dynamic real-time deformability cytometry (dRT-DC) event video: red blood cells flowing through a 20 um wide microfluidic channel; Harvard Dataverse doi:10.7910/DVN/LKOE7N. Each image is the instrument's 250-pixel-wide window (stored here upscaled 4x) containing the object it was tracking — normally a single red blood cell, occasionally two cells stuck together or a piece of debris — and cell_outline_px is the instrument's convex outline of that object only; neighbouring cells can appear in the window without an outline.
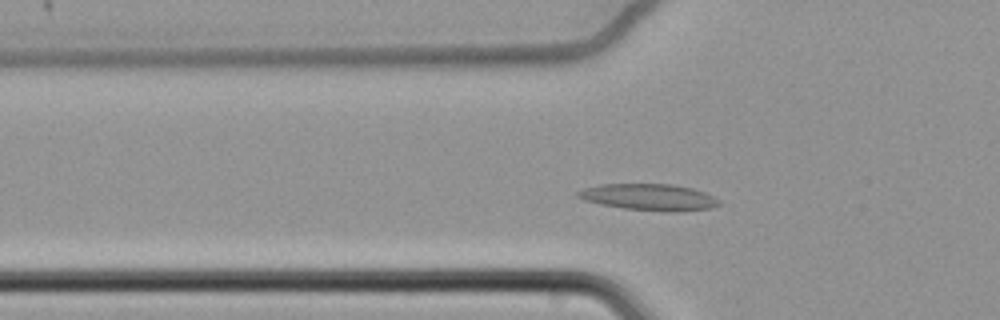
{"species": "common noctule bat (a hibernating species)", "species_latin": "Nyctalus noctula", "temperature_condition": "cold", "stored_images_in_passage": 47, "camera_frame_rate_fps": 3000, "um_per_image_px": 0.085, "animal": {"sex": "female", "body_mass_g": 22.7, "forearm_length_mm": 54.2}, "frame": {"image": 1, "passage_image": 14, "time_ms": 4.333, "image_size_px": [1000, 320], "cell_outline_px": [[720, 204], [712, 208], [684, 212], [668, 212], [624, 208], [584, 200], [576, 196], [576, 192], [584, 188], [600, 184], [672, 184], [692, 188], [704, 192], [720, 200]], "centroid_in_image_um": [55.22, 16.76], "position_along_channel_um": 70.6, "area_um2": 21.85}}
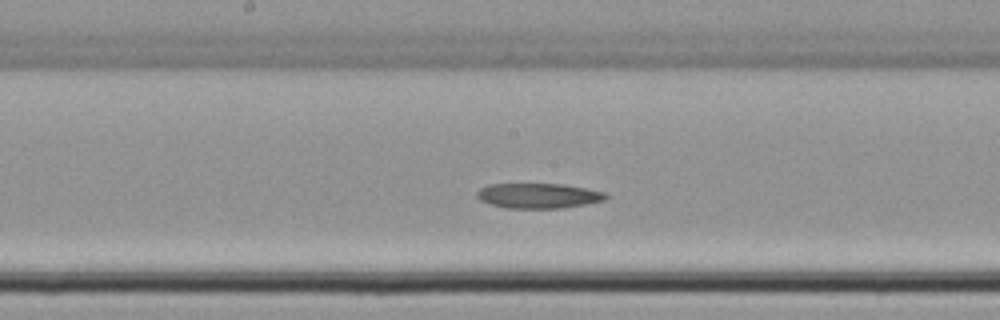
{"frame": {"image": 2, "passage_image": 26, "time_ms": 8.333, "image_size_px": [1000, 320], "cell_outline_px": [[608, 196], [604, 200], [584, 204], [560, 208], [504, 208], [488, 204], [480, 200], [476, 196], [476, 192], [480, 188], [488, 184], [560, 184], [588, 188], [604, 192]], "centroid_in_image_um": [45.71, 16.63], "position_along_channel_um": 202.5, "area_um2": 18.84}}
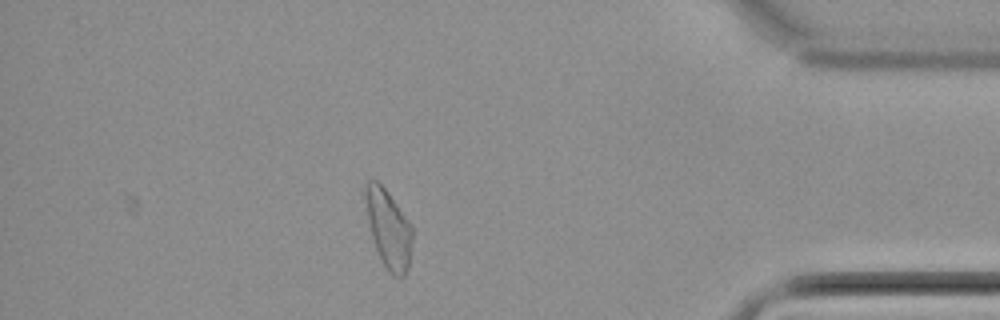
{"frame": {"image": 3, "passage_image": 47, "time_ms": 15.333, "image_size_px": [1000, 320], "cell_outline_px": [[412, 240], [408, 268], [404, 276], [392, 276], [388, 272], [380, 260], [372, 236], [368, 220], [364, 196], [364, 184], [368, 180], [376, 180], [388, 192], [412, 224]], "centroid_in_image_um": [33.02, 19.44], "position_along_channel_um": 402.2, "area_um2": 21.5}}